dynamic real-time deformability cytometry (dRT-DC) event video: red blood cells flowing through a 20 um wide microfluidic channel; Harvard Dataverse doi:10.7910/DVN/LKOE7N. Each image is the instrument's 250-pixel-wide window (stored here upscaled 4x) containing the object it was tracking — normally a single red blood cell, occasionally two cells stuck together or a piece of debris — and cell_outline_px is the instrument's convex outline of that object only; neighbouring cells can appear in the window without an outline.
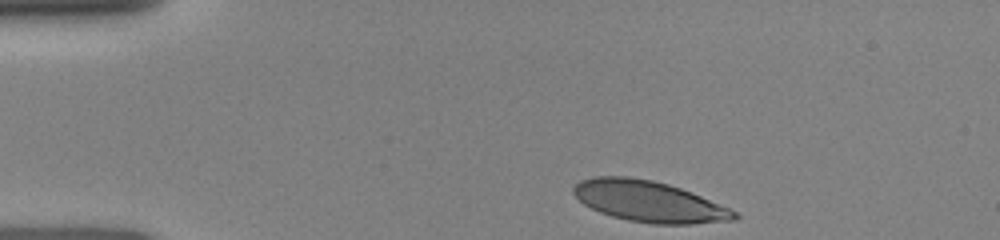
{"species": "human", "species_latin": "Homo sapiens", "temperature_condition": "room temperature", "stored_images_in_passage": 28, "camera_frame_rate_fps": 3000, "um_per_image_px": 0.085, "donor": {"sex": "female"}, "frame": {"image": 1, "passage_image": 1, "time_ms": 0.0, "image_size_px": [1000, 240], "cell_outline_px": [[740, 216], [736, 220], [692, 224], [652, 224], [628, 220], [612, 216], [600, 212], [584, 204], [572, 192], [572, 188], [580, 180], [592, 176], [628, 176], [652, 180], [668, 184], [680, 188], [700, 196], [728, 208], [736, 212]], "centroid_in_image_um": [55.14, 17.12], "position_along_channel_um": 29.9, "area_um2": 38.26}}
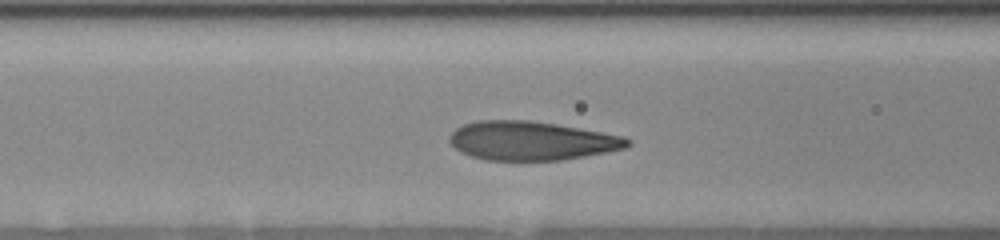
{"frame": {"image": 2, "passage_image": 19, "time_ms": 3.667, "image_size_px": [1000, 240], "cell_outline_px": [[632, 144], [624, 148], [608, 152], [560, 160], [484, 160], [468, 156], [460, 152], [448, 140], [448, 136], [456, 128], [464, 124], [476, 120], [528, 120], [556, 124], [624, 136], [632, 140]], "centroid_in_image_um": [45.15, 11.97], "position_along_channel_um": 121.4, "area_um2": 40.46}}
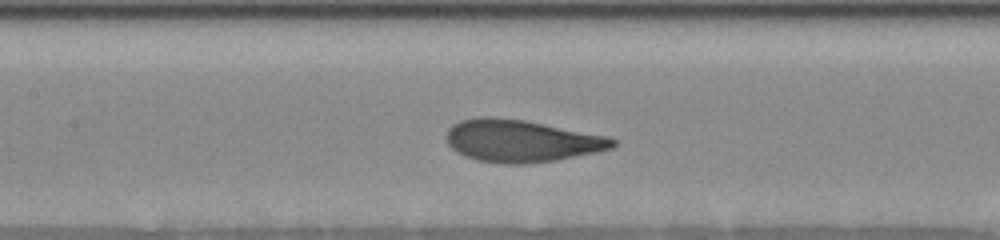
{"frame": {"image": 3, "passage_image": 24, "time_ms": 4.667, "image_size_px": [1000, 240], "cell_outline_px": [[616, 144], [612, 148], [596, 152], [556, 160], [528, 164], [504, 164], [476, 160], [464, 156], [456, 152], [448, 144], [448, 128], [452, 124], [460, 120], [480, 116], [492, 116], [524, 120], [608, 136], [616, 140]], "centroid_in_image_um": [44.29, 11.97], "position_along_channel_um": 163.1, "area_um2": 41.04}}